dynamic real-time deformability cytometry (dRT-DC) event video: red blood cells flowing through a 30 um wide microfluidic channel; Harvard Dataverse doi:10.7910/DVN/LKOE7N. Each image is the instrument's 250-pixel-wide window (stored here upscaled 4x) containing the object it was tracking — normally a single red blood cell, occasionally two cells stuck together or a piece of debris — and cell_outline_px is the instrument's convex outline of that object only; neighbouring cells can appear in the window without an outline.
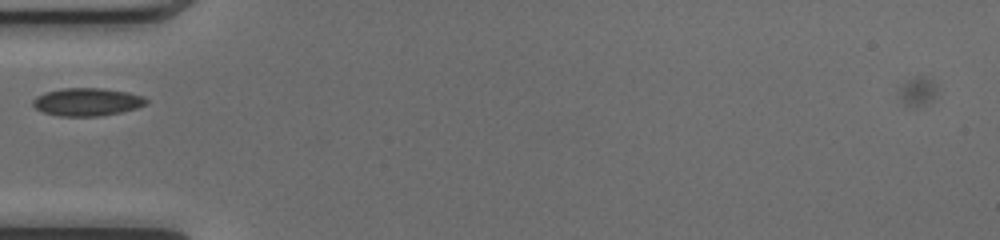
{"species": "common noctule bat (a hibernating species)", "species_latin": "Nyctalus noctula", "temperature_condition": "cold", "stored_images_in_passage": 39, "camera_frame_rate_fps": 3000, "um_per_image_px": 0.085, "animal": {"sex": "female", "body_mass_g": 17.0, "forearm_length_mm": 48.0}, "frame": {"image": 1, "passage_image": 6, "time_ms": 1.667, "image_size_px": [1000, 240], "cell_outline_px": [[148, 104], [136, 108], [120, 112], [100, 116], [60, 116], [44, 112], [36, 108], [32, 104], [32, 100], [36, 96], [44, 92], [60, 88], [104, 88], [128, 92], [144, 96], [148, 100]], "centroid_in_image_um": [7.41, 8.65], "position_along_channel_um": 77.6, "area_um2": 18.55}}
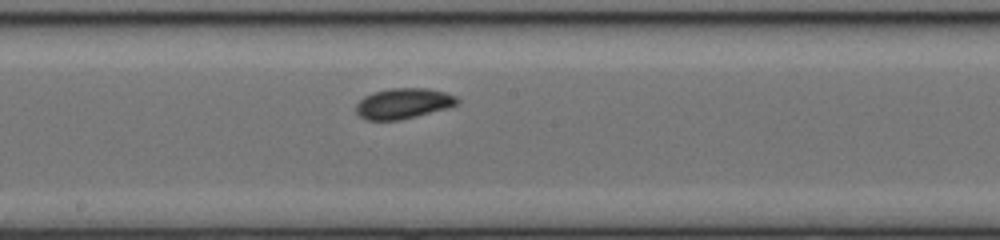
{"frame": {"image": 2, "passage_image": 16, "time_ms": 5.0, "image_size_px": [1000, 240], "cell_outline_px": [[460, 104], [448, 108], [400, 120], [364, 120], [356, 112], [356, 104], [364, 96], [372, 92], [392, 88], [428, 88], [444, 92], [456, 96], [460, 100]], "centroid_in_image_um": [34.29, 8.79], "position_along_channel_um": 213.9, "area_um2": 18.15}}
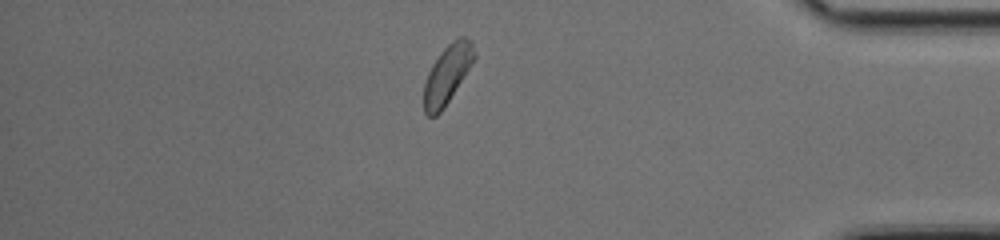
{"frame": {"image": 3, "passage_image": 32, "time_ms": 10.333, "image_size_px": [1000, 240], "cell_outline_px": [[476, 56], [472, 64], [444, 108], [436, 116], [428, 116], [424, 112], [424, 84], [428, 72], [432, 64], [440, 52], [452, 40], [460, 36], [464, 36], [472, 40], [476, 52]], "centroid_in_image_um": [38.03, 6.29], "position_along_channel_um": 397.2, "area_um2": 17.28}, "authors_computed_cell_mechanics": {"area_um2": 17.34, "velocity_mm_per_s": 4.0726, "shape_relaxation_time_tau1_ms": 1.7246, "shape_relaxation_time_tau2_ms": null, "deformation_change_tau1": 0.0462, "deformation_change_tau2": null}}